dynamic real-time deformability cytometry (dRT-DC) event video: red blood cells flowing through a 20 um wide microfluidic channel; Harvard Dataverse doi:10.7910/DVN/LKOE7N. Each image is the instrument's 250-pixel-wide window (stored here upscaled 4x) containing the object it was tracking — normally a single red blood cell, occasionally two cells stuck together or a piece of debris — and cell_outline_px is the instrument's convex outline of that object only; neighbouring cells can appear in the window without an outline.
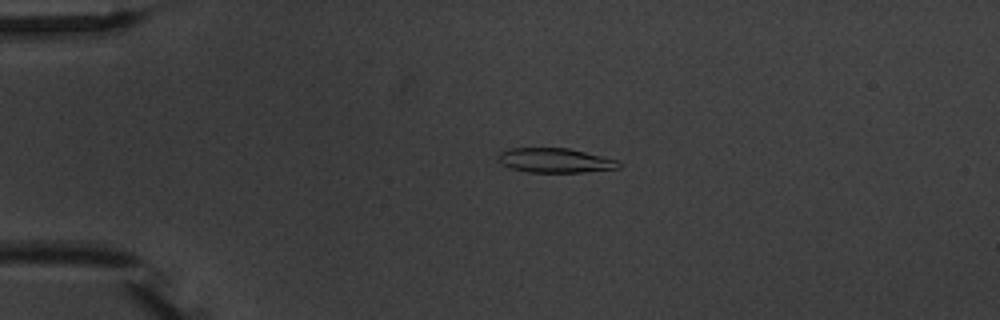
{"species": "common noctule bat (a hibernating species)", "species_latin": "Nyctalus noctula", "temperature_condition": "warm", "stored_images_in_passage": 5, "camera_frame_rate_fps": 3000, "um_per_image_px": 0.085, "animal": {"sex": "male", "body_mass_g": 20.1, "forearm_length_mm": 53.5}, "frame": {"image": 1, "passage_image": 4, "time_ms": 3.333, "image_size_px": [1000, 320], "cell_outline_px": [[624, 164], [620, 168], [584, 172], [524, 172], [500, 164], [496, 156], [500, 152], [512, 148], [568, 148], [620, 160]], "centroid_in_image_um": [47.22, 13.64], "position_along_channel_um": 37.8, "area_um2": 17.46}}